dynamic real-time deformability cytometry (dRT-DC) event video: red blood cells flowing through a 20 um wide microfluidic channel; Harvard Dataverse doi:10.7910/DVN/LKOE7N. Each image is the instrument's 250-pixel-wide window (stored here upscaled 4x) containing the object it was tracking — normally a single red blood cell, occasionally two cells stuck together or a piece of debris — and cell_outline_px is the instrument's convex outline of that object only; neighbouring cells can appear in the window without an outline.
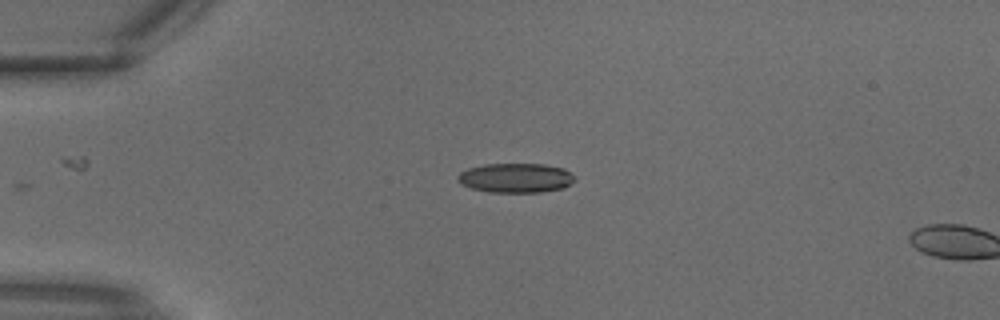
{"species": "common noctule bat (a hibernating species)", "species_latin": "Nyctalus noctula", "temperature_condition": "warm", "stored_images_in_passage": 2, "camera_frame_rate_fps": 3000, "um_per_image_px": 0.085, "animal": {"sex": "male", "body_mass_g": 18.8}, "frame": {"image": 1, "passage_image": 1, "time_ms": 0.0, "image_size_px": [1000, 320], "cell_outline_px": [[576, 180], [572, 184], [564, 188], [540, 192], [488, 192], [472, 188], [460, 184], [456, 180], [456, 176], [460, 172], [468, 168], [484, 164], [544, 164], [564, 168], [576, 176]], "centroid_in_image_um": [43.85, 15.12], "position_along_channel_um": 41.1, "area_um2": 20.4}}